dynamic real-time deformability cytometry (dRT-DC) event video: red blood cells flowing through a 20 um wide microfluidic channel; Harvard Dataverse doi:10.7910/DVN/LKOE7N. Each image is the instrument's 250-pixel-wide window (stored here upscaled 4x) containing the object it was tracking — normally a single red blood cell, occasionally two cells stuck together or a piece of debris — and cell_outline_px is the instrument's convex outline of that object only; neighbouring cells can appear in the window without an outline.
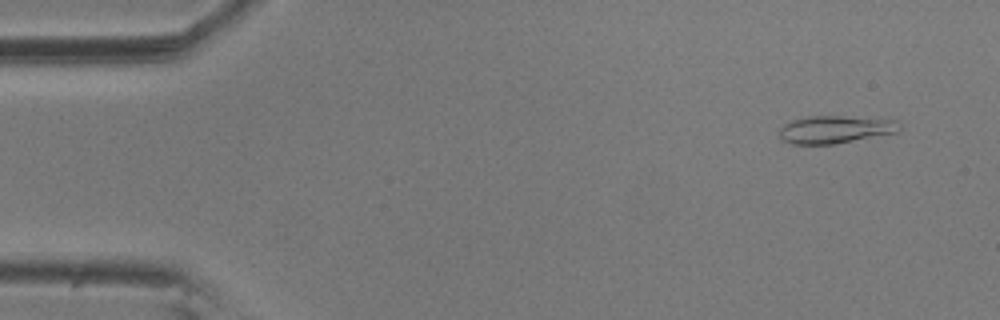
{"species": "common noctule bat (a hibernating species)", "species_latin": "Nyctalus noctula", "temperature_condition": "room temperature", "stored_images_in_passage": 14, "camera_frame_rate_fps": 3000, "um_per_image_px": 0.085, "animal": {"sex": "male", "body_mass_g": 20.5, "forearm_length_mm": 52.5}, "frame": {"image": 1, "passage_image": 1, "time_ms": 0.0, "image_size_px": [1000, 320], "cell_outline_px": [[900, 132], [832, 144], [792, 144], [784, 140], [780, 136], [780, 128], [784, 124], [792, 120], [808, 116], [844, 116], [896, 120], [900, 124]], "centroid_in_image_um": [71.01, 11.0], "position_along_channel_um": 14.0, "area_um2": 19.25}}
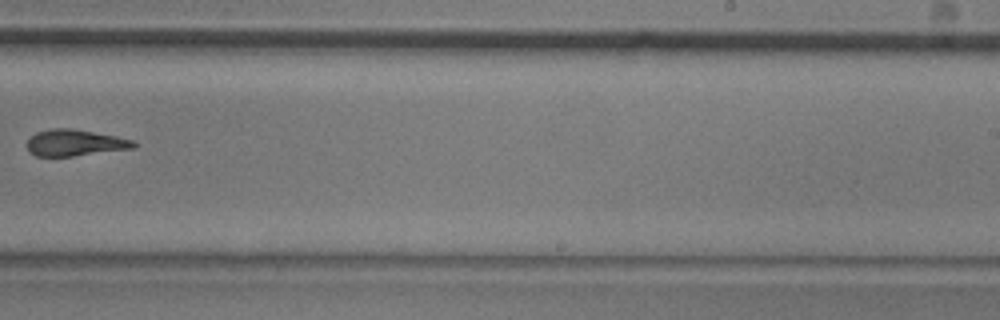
{"frame": {"image": 2, "passage_image": 9, "time_ms": 2.667, "image_size_px": [1000, 320], "cell_outline_px": [[136, 148], [72, 156], [36, 156], [28, 152], [28, 140], [36, 132], [52, 128], [72, 128], [116, 136], [132, 140], [136, 144]], "centroid_in_image_um": [6.36, 12.14], "position_along_channel_um": 282.6, "area_um2": 16.36}}
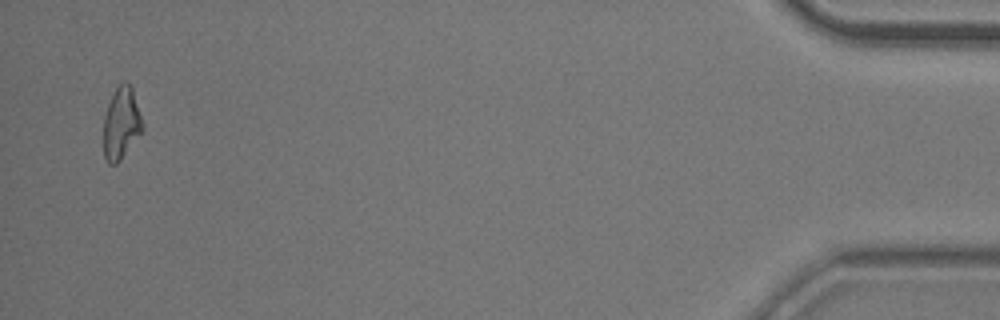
{"frame": {"image": 3, "passage_image": 14, "time_ms": 4.333, "image_size_px": [1000, 320], "cell_outline_px": [[144, 128], [120, 160], [116, 164], [108, 164], [104, 156], [104, 116], [108, 104], [116, 88], [124, 80], [132, 84], [144, 124]], "centroid_in_image_um": [10.33, 10.44], "position_along_channel_um": 424.9, "area_um2": 16.42}}